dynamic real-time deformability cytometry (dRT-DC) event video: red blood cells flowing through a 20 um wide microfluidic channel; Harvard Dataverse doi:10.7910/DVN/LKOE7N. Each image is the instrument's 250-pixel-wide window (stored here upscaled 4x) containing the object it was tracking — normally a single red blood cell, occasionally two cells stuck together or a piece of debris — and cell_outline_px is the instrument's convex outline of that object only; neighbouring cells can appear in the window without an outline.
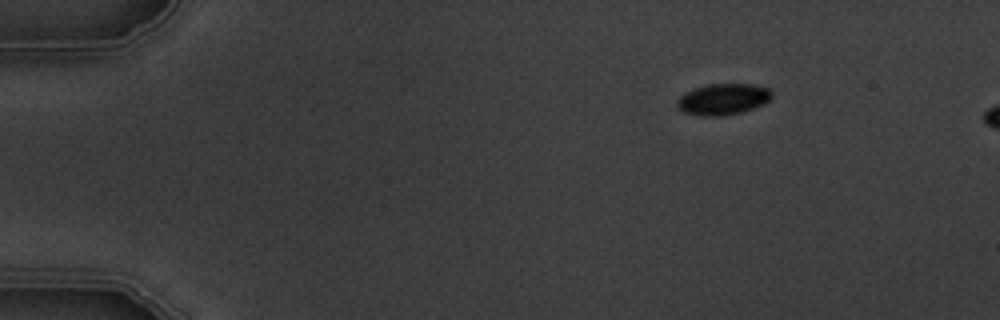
{"species": "common noctule bat (a hibernating species)", "species_latin": "Nyctalus noctula", "temperature_condition": "warm", "stored_images_in_passage": 4, "segment_of_instrument_passage": [2, 2], "camera_frame_rate_fps": 3000, "um_per_image_px": 0.085, "animal": {"sex": "male", "body_mass_g": 19.5, "forearm_length_mm": 54.6}, "frame": {"image": 1, "passage_image": 4, "time_ms": 4.333, "image_size_px": [1000, 320], "cell_outline_px": [[772, 96], [764, 104], [740, 112], [724, 116], [700, 116], [684, 112], [676, 104], [676, 100], [684, 92], [708, 84], [752, 84], [768, 88], [772, 92]], "centroid_in_image_um": [61.44, 8.43], "position_along_channel_um": 23.6, "area_um2": 17.17}}